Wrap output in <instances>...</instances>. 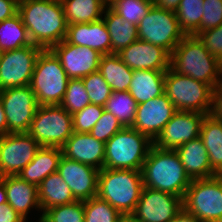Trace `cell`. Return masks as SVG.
Instances as JSON below:
<instances>
[{"label":"cell","instance_id":"cell-1","mask_svg":"<svg viewBox=\"0 0 222 222\" xmlns=\"http://www.w3.org/2000/svg\"><path fill=\"white\" fill-rule=\"evenodd\" d=\"M18 14L31 43L43 50L65 39L68 24L62 4L51 0H25L18 3Z\"/></svg>","mask_w":222,"mask_h":222},{"label":"cell","instance_id":"cell-2","mask_svg":"<svg viewBox=\"0 0 222 222\" xmlns=\"http://www.w3.org/2000/svg\"><path fill=\"white\" fill-rule=\"evenodd\" d=\"M143 186L184 198L192 179L175 150L152 146L142 167Z\"/></svg>","mask_w":222,"mask_h":222},{"label":"cell","instance_id":"cell-3","mask_svg":"<svg viewBox=\"0 0 222 222\" xmlns=\"http://www.w3.org/2000/svg\"><path fill=\"white\" fill-rule=\"evenodd\" d=\"M170 68L214 88L222 80V63L195 35H186L170 54Z\"/></svg>","mask_w":222,"mask_h":222},{"label":"cell","instance_id":"cell-4","mask_svg":"<svg viewBox=\"0 0 222 222\" xmlns=\"http://www.w3.org/2000/svg\"><path fill=\"white\" fill-rule=\"evenodd\" d=\"M143 187L139 170L103 168L99 171L97 196L121 214H133Z\"/></svg>","mask_w":222,"mask_h":222},{"label":"cell","instance_id":"cell-5","mask_svg":"<svg viewBox=\"0 0 222 222\" xmlns=\"http://www.w3.org/2000/svg\"><path fill=\"white\" fill-rule=\"evenodd\" d=\"M152 146L147 135L123 127L105 143L104 168L141 171Z\"/></svg>","mask_w":222,"mask_h":222},{"label":"cell","instance_id":"cell-6","mask_svg":"<svg viewBox=\"0 0 222 222\" xmlns=\"http://www.w3.org/2000/svg\"><path fill=\"white\" fill-rule=\"evenodd\" d=\"M69 81L60 60L50 50L38 55L30 87L39 105H60Z\"/></svg>","mask_w":222,"mask_h":222},{"label":"cell","instance_id":"cell-7","mask_svg":"<svg viewBox=\"0 0 222 222\" xmlns=\"http://www.w3.org/2000/svg\"><path fill=\"white\" fill-rule=\"evenodd\" d=\"M165 94L176 110L211 114L213 88L209 84L169 68L165 72Z\"/></svg>","mask_w":222,"mask_h":222},{"label":"cell","instance_id":"cell-8","mask_svg":"<svg viewBox=\"0 0 222 222\" xmlns=\"http://www.w3.org/2000/svg\"><path fill=\"white\" fill-rule=\"evenodd\" d=\"M73 132L72 115L61 105H39L28 130L41 147L59 148Z\"/></svg>","mask_w":222,"mask_h":222},{"label":"cell","instance_id":"cell-9","mask_svg":"<svg viewBox=\"0 0 222 222\" xmlns=\"http://www.w3.org/2000/svg\"><path fill=\"white\" fill-rule=\"evenodd\" d=\"M183 208L201 222L222 218V178L192 179L183 198Z\"/></svg>","mask_w":222,"mask_h":222},{"label":"cell","instance_id":"cell-10","mask_svg":"<svg viewBox=\"0 0 222 222\" xmlns=\"http://www.w3.org/2000/svg\"><path fill=\"white\" fill-rule=\"evenodd\" d=\"M176 13L152 5L138 25V39L160 46L169 54L185 37Z\"/></svg>","mask_w":222,"mask_h":222},{"label":"cell","instance_id":"cell-11","mask_svg":"<svg viewBox=\"0 0 222 222\" xmlns=\"http://www.w3.org/2000/svg\"><path fill=\"white\" fill-rule=\"evenodd\" d=\"M7 120V133H28L39 106L30 85L0 90Z\"/></svg>","mask_w":222,"mask_h":222},{"label":"cell","instance_id":"cell-12","mask_svg":"<svg viewBox=\"0 0 222 222\" xmlns=\"http://www.w3.org/2000/svg\"><path fill=\"white\" fill-rule=\"evenodd\" d=\"M42 50L41 47L31 44L1 52L0 90L30 85L37 57Z\"/></svg>","mask_w":222,"mask_h":222},{"label":"cell","instance_id":"cell-13","mask_svg":"<svg viewBox=\"0 0 222 222\" xmlns=\"http://www.w3.org/2000/svg\"><path fill=\"white\" fill-rule=\"evenodd\" d=\"M41 148L29 133L0 136V177L18 175Z\"/></svg>","mask_w":222,"mask_h":222},{"label":"cell","instance_id":"cell-14","mask_svg":"<svg viewBox=\"0 0 222 222\" xmlns=\"http://www.w3.org/2000/svg\"><path fill=\"white\" fill-rule=\"evenodd\" d=\"M183 209V198L143 187L134 215L141 222H167Z\"/></svg>","mask_w":222,"mask_h":222},{"label":"cell","instance_id":"cell-15","mask_svg":"<svg viewBox=\"0 0 222 222\" xmlns=\"http://www.w3.org/2000/svg\"><path fill=\"white\" fill-rule=\"evenodd\" d=\"M205 116L203 113L177 110L153 141V145L161 149L175 150L199 137Z\"/></svg>","mask_w":222,"mask_h":222},{"label":"cell","instance_id":"cell-16","mask_svg":"<svg viewBox=\"0 0 222 222\" xmlns=\"http://www.w3.org/2000/svg\"><path fill=\"white\" fill-rule=\"evenodd\" d=\"M176 111L174 104L164 93L137 104L135 119L131 127L154 141Z\"/></svg>","mask_w":222,"mask_h":222},{"label":"cell","instance_id":"cell-17","mask_svg":"<svg viewBox=\"0 0 222 222\" xmlns=\"http://www.w3.org/2000/svg\"><path fill=\"white\" fill-rule=\"evenodd\" d=\"M50 50L60 60L69 79H82L99 69L102 54L95 49L73 45L64 39Z\"/></svg>","mask_w":222,"mask_h":222},{"label":"cell","instance_id":"cell-18","mask_svg":"<svg viewBox=\"0 0 222 222\" xmlns=\"http://www.w3.org/2000/svg\"><path fill=\"white\" fill-rule=\"evenodd\" d=\"M98 169L62 155L57 172L60 174L76 200L85 201L97 196Z\"/></svg>","mask_w":222,"mask_h":222},{"label":"cell","instance_id":"cell-19","mask_svg":"<svg viewBox=\"0 0 222 222\" xmlns=\"http://www.w3.org/2000/svg\"><path fill=\"white\" fill-rule=\"evenodd\" d=\"M131 70L167 71L170 54L160 46L137 40L117 53Z\"/></svg>","mask_w":222,"mask_h":222},{"label":"cell","instance_id":"cell-20","mask_svg":"<svg viewBox=\"0 0 222 222\" xmlns=\"http://www.w3.org/2000/svg\"><path fill=\"white\" fill-rule=\"evenodd\" d=\"M62 155L70 160L89 165L98 170L104 168L105 143L90 133L73 132L61 147Z\"/></svg>","mask_w":222,"mask_h":222},{"label":"cell","instance_id":"cell-21","mask_svg":"<svg viewBox=\"0 0 222 222\" xmlns=\"http://www.w3.org/2000/svg\"><path fill=\"white\" fill-rule=\"evenodd\" d=\"M65 40L73 45L95 49L102 55L111 54L110 35L103 18L91 23L68 25Z\"/></svg>","mask_w":222,"mask_h":222},{"label":"cell","instance_id":"cell-22","mask_svg":"<svg viewBox=\"0 0 222 222\" xmlns=\"http://www.w3.org/2000/svg\"><path fill=\"white\" fill-rule=\"evenodd\" d=\"M175 151L191 179L210 178L217 175L211 168L209 155L200 136L184 143Z\"/></svg>","mask_w":222,"mask_h":222},{"label":"cell","instance_id":"cell-23","mask_svg":"<svg viewBox=\"0 0 222 222\" xmlns=\"http://www.w3.org/2000/svg\"><path fill=\"white\" fill-rule=\"evenodd\" d=\"M7 203L25 220L31 208L41 209L38 187L24 181L18 175L4 176Z\"/></svg>","mask_w":222,"mask_h":222},{"label":"cell","instance_id":"cell-24","mask_svg":"<svg viewBox=\"0 0 222 222\" xmlns=\"http://www.w3.org/2000/svg\"><path fill=\"white\" fill-rule=\"evenodd\" d=\"M62 150L59 147H41L33 160L18 174L24 181L37 187L51 173L58 170Z\"/></svg>","mask_w":222,"mask_h":222},{"label":"cell","instance_id":"cell-25","mask_svg":"<svg viewBox=\"0 0 222 222\" xmlns=\"http://www.w3.org/2000/svg\"><path fill=\"white\" fill-rule=\"evenodd\" d=\"M165 72L157 70H133L128 92L137 104L144 103L165 93Z\"/></svg>","mask_w":222,"mask_h":222},{"label":"cell","instance_id":"cell-26","mask_svg":"<svg viewBox=\"0 0 222 222\" xmlns=\"http://www.w3.org/2000/svg\"><path fill=\"white\" fill-rule=\"evenodd\" d=\"M38 200L43 212L51 207L76 201L70 187L57 171L47 176L38 186Z\"/></svg>","mask_w":222,"mask_h":222},{"label":"cell","instance_id":"cell-27","mask_svg":"<svg viewBox=\"0 0 222 222\" xmlns=\"http://www.w3.org/2000/svg\"><path fill=\"white\" fill-rule=\"evenodd\" d=\"M104 22L111 40V54L119 53L122 49L138 40V26L123 20L110 7L104 11Z\"/></svg>","mask_w":222,"mask_h":222},{"label":"cell","instance_id":"cell-28","mask_svg":"<svg viewBox=\"0 0 222 222\" xmlns=\"http://www.w3.org/2000/svg\"><path fill=\"white\" fill-rule=\"evenodd\" d=\"M200 137L209 155L211 168L218 174L222 170V120L207 114L201 124Z\"/></svg>","mask_w":222,"mask_h":222},{"label":"cell","instance_id":"cell-29","mask_svg":"<svg viewBox=\"0 0 222 222\" xmlns=\"http://www.w3.org/2000/svg\"><path fill=\"white\" fill-rule=\"evenodd\" d=\"M98 71L109 84L112 92L129 90L133 70L121 60L118 54L102 55Z\"/></svg>","mask_w":222,"mask_h":222},{"label":"cell","instance_id":"cell-30","mask_svg":"<svg viewBox=\"0 0 222 222\" xmlns=\"http://www.w3.org/2000/svg\"><path fill=\"white\" fill-rule=\"evenodd\" d=\"M62 6L68 25L100 20L107 7L101 0H67Z\"/></svg>","mask_w":222,"mask_h":222},{"label":"cell","instance_id":"cell-31","mask_svg":"<svg viewBox=\"0 0 222 222\" xmlns=\"http://www.w3.org/2000/svg\"><path fill=\"white\" fill-rule=\"evenodd\" d=\"M31 44L27 29L18 13L0 22V52L20 49Z\"/></svg>","mask_w":222,"mask_h":222},{"label":"cell","instance_id":"cell-32","mask_svg":"<svg viewBox=\"0 0 222 222\" xmlns=\"http://www.w3.org/2000/svg\"><path fill=\"white\" fill-rule=\"evenodd\" d=\"M137 103L128 91L112 92L104 109L117 117L124 127H131L136 115Z\"/></svg>","mask_w":222,"mask_h":222},{"label":"cell","instance_id":"cell-33","mask_svg":"<svg viewBox=\"0 0 222 222\" xmlns=\"http://www.w3.org/2000/svg\"><path fill=\"white\" fill-rule=\"evenodd\" d=\"M204 0H181L175 11L181 30L185 35H197L203 13Z\"/></svg>","mask_w":222,"mask_h":222},{"label":"cell","instance_id":"cell-34","mask_svg":"<svg viewBox=\"0 0 222 222\" xmlns=\"http://www.w3.org/2000/svg\"><path fill=\"white\" fill-rule=\"evenodd\" d=\"M41 218L45 222H85L84 201L51 207L42 213Z\"/></svg>","mask_w":222,"mask_h":222},{"label":"cell","instance_id":"cell-35","mask_svg":"<svg viewBox=\"0 0 222 222\" xmlns=\"http://www.w3.org/2000/svg\"><path fill=\"white\" fill-rule=\"evenodd\" d=\"M121 213L98 196L84 201L85 222H117Z\"/></svg>","mask_w":222,"mask_h":222},{"label":"cell","instance_id":"cell-36","mask_svg":"<svg viewBox=\"0 0 222 222\" xmlns=\"http://www.w3.org/2000/svg\"><path fill=\"white\" fill-rule=\"evenodd\" d=\"M153 2L149 0H115L110 8L126 20L136 26L148 13Z\"/></svg>","mask_w":222,"mask_h":222},{"label":"cell","instance_id":"cell-37","mask_svg":"<svg viewBox=\"0 0 222 222\" xmlns=\"http://www.w3.org/2000/svg\"><path fill=\"white\" fill-rule=\"evenodd\" d=\"M91 104L82 79H69L61 106L71 115Z\"/></svg>","mask_w":222,"mask_h":222},{"label":"cell","instance_id":"cell-38","mask_svg":"<svg viewBox=\"0 0 222 222\" xmlns=\"http://www.w3.org/2000/svg\"><path fill=\"white\" fill-rule=\"evenodd\" d=\"M91 104L105 106L112 94L111 87L99 71L82 78Z\"/></svg>","mask_w":222,"mask_h":222},{"label":"cell","instance_id":"cell-39","mask_svg":"<svg viewBox=\"0 0 222 222\" xmlns=\"http://www.w3.org/2000/svg\"><path fill=\"white\" fill-rule=\"evenodd\" d=\"M104 106L89 104L81 111L72 115L73 131L79 133H90L96 122L103 114Z\"/></svg>","mask_w":222,"mask_h":222},{"label":"cell","instance_id":"cell-40","mask_svg":"<svg viewBox=\"0 0 222 222\" xmlns=\"http://www.w3.org/2000/svg\"><path fill=\"white\" fill-rule=\"evenodd\" d=\"M124 126L117 117L104 110L100 119L92 128L90 134L97 140L106 143L115 133L119 132Z\"/></svg>","mask_w":222,"mask_h":222},{"label":"cell","instance_id":"cell-41","mask_svg":"<svg viewBox=\"0 0 222 222\" xmlns=\"http://www.w3.org/2000/svg\"><path fill=\"white\" fill-rule=\"evenodd\" d=\"M200 32L222 24V0H204Z\"/></svg>","mask_w":222,"mask_h":222},{"label":"cell","instance_id":"cell-42","mask_svg":"<svg viewBox=\"0 0 222 222\" xmlns=\"http://www.w3.org/2000/svg\"><path fill=\"white\" fill-rule=\"evenodd\" d=\"M210 54L222 63V24L196 35Z\"/></svg>","mask_w":222,"mask_h":222},{"label":"cell","instance_id":"cell-43","mask_svg":"<svg viewBox=\"0 0 222 222\" xmlns=\"http://www.w3.org/2000/svg\"><path fill=\"white\" fill-rule=\"evenodd\" d=\"M18 13L17 0H0V22Z\"/></svg>","mask_w":222,"mask_h":222},{"label":"cell","instance_id":"cell-44","mask_svg":"<svg viewBox=\"0 0 222 222\" xmlns=\"http://www.w3.org/2000/svg\"><path fill=\"white\" fill-rule=\"evenodd\" d=\"M0 222H26L8 203L0 205Z\"/></svg>","mask_w":222,"mask_h":222},{"label":"cell","instance_id":"cell-45","mask_svg":"<svg viewBox=\"0 0 222 222\" xmlns=\"http://www.w3.org/2000/svg\"><path fill=\"white\" fill-rule=\"evenodd\" d=\"M211 114L222 120V80L213 88V106Z\"/></svg>","mask_w":222,"mask_h":222},{"label":"cell","instance_id":"cell-46","mask_svg":"<svg viewBox=\"0 0 222 222\" xmlns=\"http://www.w3.org/2000/svg\"><path fill=\"white\" fill-rule=\"evenodd\" d=\"M167 222H201L193 214L186 211L184 208L172 219Z\"/></svg>","mask_w":222,"mask_h":222},{"label":"cell","instance_id":"cell-47","mask_svg":"<svg viewBox=\"0 0 222 222\" xmlns=\"http://www.w3.org/2000/svg\"><path fill=\"white\" fill-rule=\"evenodd\" d=\"M181 0H154L153 5L171 11H176Z\"/></svg>","mask_w":222,"mask_h":222},{"label":"cell","instance_id":"cell-48","mask_svg":"<svg viewBox=\"0 0 222 222\" xmlns=\"http://www.w3.org/2000/svg\"><path fill=\"white\" fill-rule=\"evenodd\" d=\"M7 134V120L4 112L3 104L0 99V136Z\"/></svg>","mask_w":222,"mask_h":222},{"label":"cell","instance_id":"cell-49","mask_svg":"<svg viewBox=\"0 0 222 222\" xmlns=\"http://www.w3.org/2000/svg\"><path fill=\"white\" fill-rule=\"evenodd\" d=\"M7 203V194L4 186V177H0V205Z\"/></svg>","mask_w":222,"mask_h":222},{"label":"cell","instance_id":"cell-50","mask_svg":"<svg viewBox=\"0 0 222 222\" xmlns=\"http://www.w3.org/2000/svg\"><path fill=\"white\" fill-rule=\"evenodd\" d=\"M117 222H141L134 214H121Z\"/></svg>","mask_w":222,"mask_h":222},{"label":"cell","instance_id":"cell-51","mask_svg":"<svg viewBox=\"0 0 222 222\" xmlns=\"http://www.w3.org/2000/svg\"><path fill=\"white\" fill-rule=\"evenodd\" d=\"M105 6L110 7L115 0H101Z\"/></svg>","mask_w":222,"mask_h":222},{"label":"cell","instance_id":"cell-52","mask_svg":"<svg viewBox=\"0 0 222 222\" xmlns=\"http://www.w3.org/2000/svg\"><path fill=\"white\" fill-rule=\"evenodd\" d=\"M52 2L63 4L67 0H51Z\"/></svg>","mask_w":222,"mask_h":222},{"label":"cell","instance_id":"cell-53","mask_svg":"<svg viewBox=\"0 0 222 222\" xmlns=\"http://www.w3.org/2000/svg\"><path fill=\"white\" fill-rule=\"evenodd\" d=\"M217 175L222 178V170Z\"/></svg>","mask_w":222,"mask_h":222},{"label":"cell","instance_id":"cell-54","mask_svg":"<svg viewBox=\"0 0 222 222\" xmlns=\"http://www.w3.org/2000/svg\"><path fill=\"white\" fill-rule=\"evenodd\" d=\"M213 222H222V218L221 219H218V220H215Z\"/></svg>","mask_w":222,"mask_h":222},{"label":"cell","instance_id":"cell-55","mask_svg":"<svg viewBox=\"0 0 222 222\" xmlns=\"http://www.w3.org/2000/svg\"><path fill=\"white\" fill-rule=\"evenodd\" d=\"M39 222H45V221L40 217Z\"/></svg>","mask_w":222,"mask_h":222}]
</instances>
